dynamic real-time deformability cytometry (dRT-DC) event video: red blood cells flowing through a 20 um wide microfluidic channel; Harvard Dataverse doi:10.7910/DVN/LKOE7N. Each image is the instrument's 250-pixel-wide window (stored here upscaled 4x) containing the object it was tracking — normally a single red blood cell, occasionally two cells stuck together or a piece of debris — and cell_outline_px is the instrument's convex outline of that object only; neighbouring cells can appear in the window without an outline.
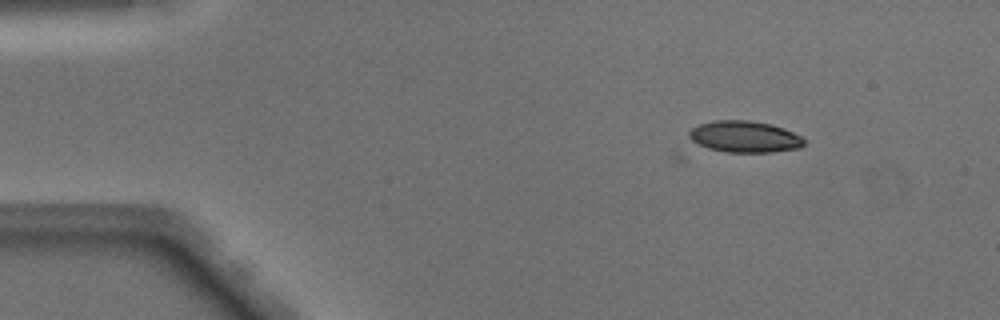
{"species": "Egyptian fruit bat (a non-hibernating species)", "species_latin": "Rousettus aegyptiacus", "temperature_condition": "warm", "stored_images_in_passage": 4, "camera_frame_rate_fps": 3000, "um_per_image_px": 0.085, "animal": {"sex": "male"}, "frame": {"image": 1, "passage_image": 4, "time_ms": 1.0, "image_size_px": [1000, 320], "cell_outline_px": [[804, 144], [800, 148], [772, 152], [724, 152], [708, 148], [692, 140], [688, 136], [688, 132], [692, 128], [700, 124], [712, 120], [748, 120], [772, 124], [784, 128], [800, 136], [804, 140]], "centroid_in_image_um": [63.29, 11.61], "position_along_channel_um": 21.7, "area_um2": 21.1}}